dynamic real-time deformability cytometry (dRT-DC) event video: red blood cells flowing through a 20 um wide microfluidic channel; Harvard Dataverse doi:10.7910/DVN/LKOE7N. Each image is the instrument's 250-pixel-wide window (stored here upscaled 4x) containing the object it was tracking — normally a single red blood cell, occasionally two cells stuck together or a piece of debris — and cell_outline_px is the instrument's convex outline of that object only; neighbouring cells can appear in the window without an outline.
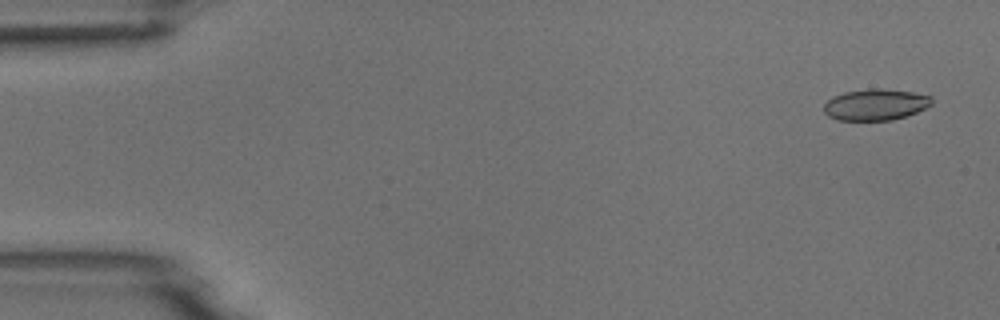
{"species": "common noctule bat (a hibernating species)", "species_latin": "Nyctalus noctula", "temperature_condition": "room temperature", "stored_images_in_passage": 5, "camera_frame_rate_fps": 3000, "um_per_image_px": 0.085, "animal": {"sex": "male", "body_mass_g": 18.8}, "frame": {"image": 1, "passage_image": 1, "time_ms": 0.0, "image_size_px": [1000, 320], "cell_outline_px": [[932, 104], [916, 112], [892, 120], [836, 120], [828, 116], [824, 112], [824, 104], [832, 96], [844, 92], [868, 88], [880, 88], [912, 92], [932, 96]], "centroid_in_image_um": [74.39, 8.88], "position_along_channel_um": 10.6, "area_um2": 19.71}}